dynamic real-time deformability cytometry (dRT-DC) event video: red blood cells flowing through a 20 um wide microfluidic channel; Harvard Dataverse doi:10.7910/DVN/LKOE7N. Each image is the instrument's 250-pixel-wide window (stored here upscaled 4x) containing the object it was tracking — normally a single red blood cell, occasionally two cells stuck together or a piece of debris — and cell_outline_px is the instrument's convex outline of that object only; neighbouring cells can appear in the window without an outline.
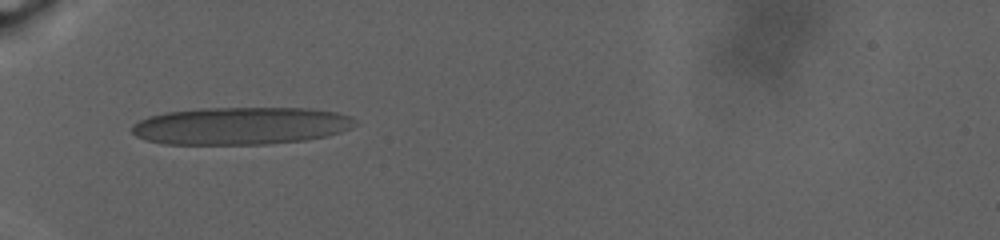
{"species": "human", "species_latin": "Homo sapiens", "temperature_condition": "warm", "stored_images_in_passage": 114, "camera_frame_rate_fps": 3000, "um_per_image_px": 0.085, "donor": {"sex": "male"}, "frame": {"image": 1, "passage_image": 1, "time_ms": 0.0, "image_size_px": [1000, 240], "cell_outline_px": [[360, 124], [352, 128], [328, 136], [304, 140], [268, 144], [164, 144], [144, 140], [136, 136], [132, 132], [132, 124], [148, 116], [164, 112], [200, 108], [308, 108], [336, 112], [352, 116]], "centroid_in_image_um": [20.49, 10.69], "position_along_channel_um": 64.5, "area_um2": 49.3}}
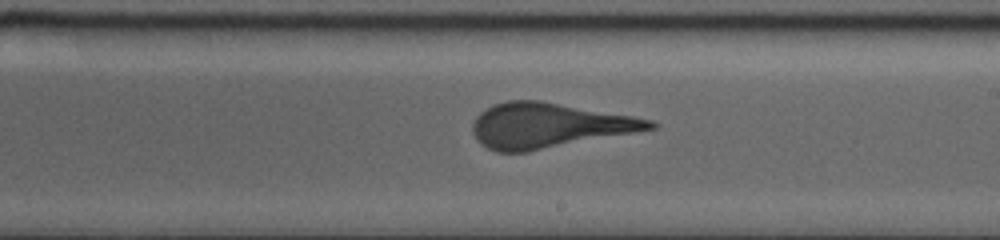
{"frame": {"image": 2, "passage_image": 48, "time_ms": 8.0, "image_size_px": [1000, 240], "cell_outline_px": [[660, 124], [656, 128], [528, 152], [496, 152], [480, 144], [476, 140], [472, 132], [472, 124], [476, 116], [480, 112], [492, 104], [508, 100], [540, 100], [632, 116], [652, 120]], "centroid_in_image_um": [46.59, 10.67], "position_along_channel_um": 242.4, "area_um2": 46.47}}
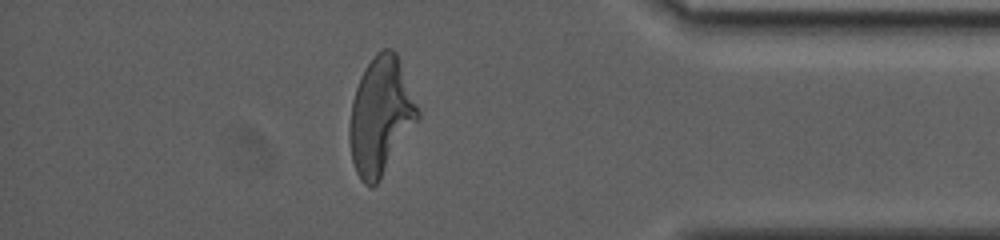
{"frame": {"image": 3, "passage_image": 93, "time_ms": 15.667, "image_size_px": [1000, 240], "cell_outline_px": [[420, 116], [380, 180], [372, 188], [364, 184], [360, 180], [356, 172], [352, 160], [348, 136], [348, 128], [352, 100], [360, 76], [364, 68], [376, 52], [384, 48], [392, 48], [396, 52], [420, 112]], "centroid_in_image_um": [32.33, 9.86], "position_along_channel_um": 402.9, "area_um2": 46.59}}